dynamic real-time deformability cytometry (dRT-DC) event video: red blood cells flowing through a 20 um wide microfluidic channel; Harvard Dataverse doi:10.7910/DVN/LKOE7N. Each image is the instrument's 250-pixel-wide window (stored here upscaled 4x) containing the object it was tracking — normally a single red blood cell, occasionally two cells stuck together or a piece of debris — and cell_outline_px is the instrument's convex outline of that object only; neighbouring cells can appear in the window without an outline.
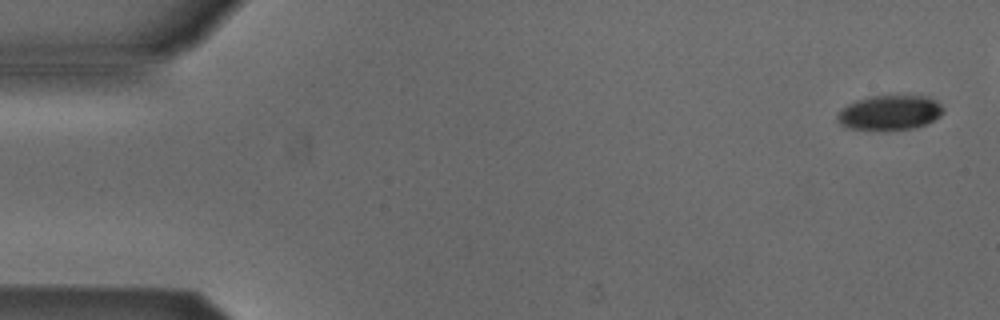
{"species": "Egyptian fruit bat (a non-hibernating species)", "species_latin": "Rousettus aegyptiacus", "temperature_condition": "cold", "stored_images_in_passage": 4, "camera_frame_rate_fps": 3000, "um_per_image_px": 0.085, "animal": {"sex": "male"}, "frame": {"image": 1, "passage_image": 1, "time_ms": 0.0, "image_size_px": [1000, 320], "cell_outline_px": [[944, 112], [940, 116], [924, 124], [912, 128], [848, 128], [840, 124], [836, 120], [836, 116], [848, 104], [856, 100], [872, 96], [928, 96], [936, 100], [944, 108]], "centroid_in_image_um": [75.65, 9.54], "position_along_channel_um": 9.4, "area_um2": 20.81}}